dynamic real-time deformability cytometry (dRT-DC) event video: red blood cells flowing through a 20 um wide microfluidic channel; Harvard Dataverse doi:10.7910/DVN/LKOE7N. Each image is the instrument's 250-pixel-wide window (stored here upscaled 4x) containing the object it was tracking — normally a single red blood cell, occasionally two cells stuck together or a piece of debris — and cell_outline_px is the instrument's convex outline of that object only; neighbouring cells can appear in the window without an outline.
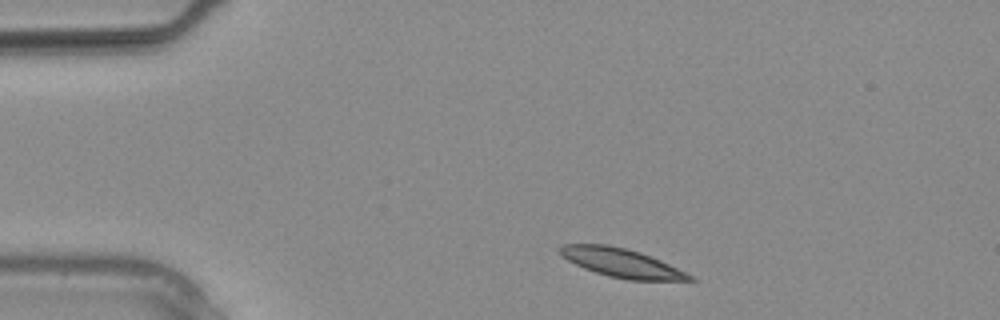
{"species": "common noctule bat (a hibernating species)", "species_latin": "Nyctalus noctula", "temperature_condition": "warm", "stored_images_in_passage": 2, "camera_frame_rate_fps": 3000, "um_per_image_px": 0.085, "animal": {"sex": "male", "body_mass_g": 20.4}, "frame": {"image": 1, "passage_image": 1, "time_ms": 0.0, "image_size_px": [1000, 320], "cell_outline_px": [[696, 280], [628, 280], [608, 276], [584, 268], [568, 260], [556, 252], [564, 244], [608, 244], [640, 252], [652, 256], [692, 276]], "centroid_in_image_um": [52.78, 22.33], "position_along_channel_um": 32.2, "area_um2": 21.44}}